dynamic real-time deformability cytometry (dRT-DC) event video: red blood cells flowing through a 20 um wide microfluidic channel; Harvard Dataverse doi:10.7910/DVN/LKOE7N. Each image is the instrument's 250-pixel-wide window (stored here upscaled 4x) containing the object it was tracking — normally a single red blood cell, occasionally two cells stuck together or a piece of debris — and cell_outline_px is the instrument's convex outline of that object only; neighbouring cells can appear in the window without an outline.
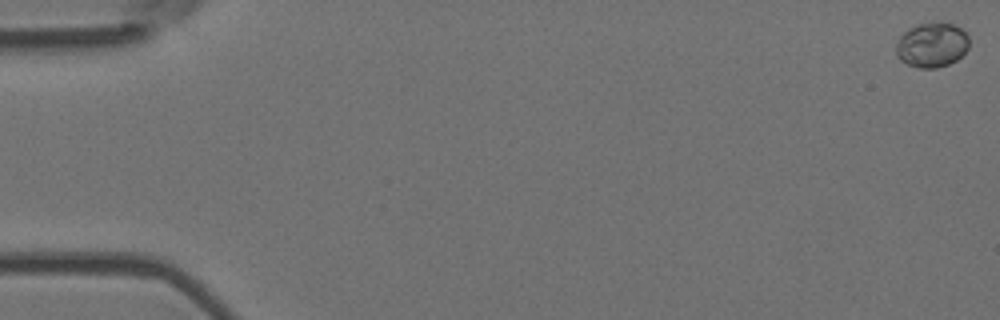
{"species": "Egyptian fruit bat (a non-hibernating species)", "species_latin": "Rousettus aegyptiacus", "temperature_condition": "room temperature", "stored_images_in_passage": 15, "camera_frame_rate_fps": 3000, "um_per_image_px": 0.085, "animal": {"sex": "female"}, "frame": {"image": 1, "passage_image": 1, "time_ms": 0.0, "image_size_px": [1000, 320], "cell_outline_px": [[968, 48], [956, 60], [948, 64], [936, 68], [920, 68], [908, 64], [900, 60], [896, 52], [896, 44], [900, 36], [908, 28], [920, 24], [956, 24], [968, 36]], "centroid_in_image_um": [79.19, 3.84], "position_along_channel_um": 5.8, "area_um2": 18.67}}
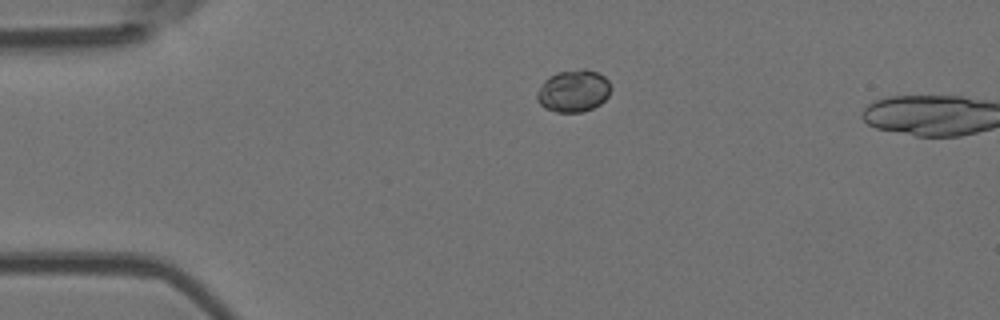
{"frame": {"image": 2, "passage_image": 13, "time_ms": 4.0, "image_size_px": [1000, 320], "cell_outline_px": [[612, 88], [608, 96], [600, 104], [592, 108], [580, 112], [556, 112], [544, 108], [536, 100], [536, 92], [544, 80], [548, 76], [556, 72], [584, 68], [600, 72], [608, 80]], "centroid_in_image_um": [48.73, 7.71], "position_along_channel_um": 36.3, "area_um2": 18.5}}